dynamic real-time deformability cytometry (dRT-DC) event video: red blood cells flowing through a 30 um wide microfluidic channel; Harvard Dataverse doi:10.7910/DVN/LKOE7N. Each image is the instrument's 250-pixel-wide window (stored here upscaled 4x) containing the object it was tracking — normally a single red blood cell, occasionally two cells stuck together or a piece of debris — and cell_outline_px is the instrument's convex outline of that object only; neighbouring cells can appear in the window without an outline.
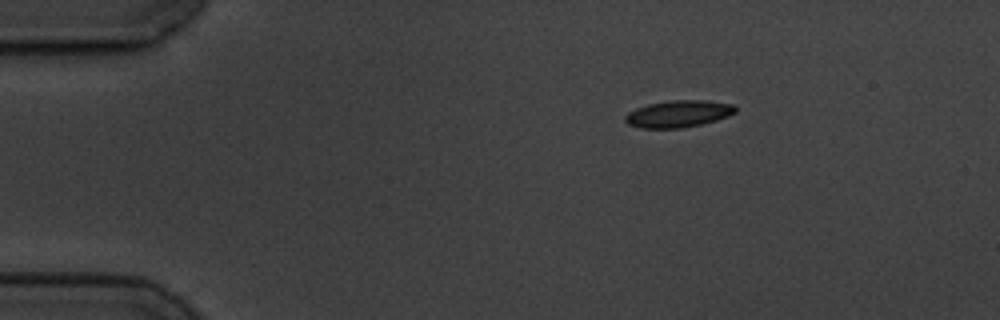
{"species": "common noctule bat (a hibernating species)", "species_latin": "Nyctalus noctula", "temperature_condition": "cold", "stored_images_in_passage": 49, "camera_frame_rate_fps": 3000, "um_per_image_px": 0.085, "animal": {"sex": "male", "body_mass_g": 19.5, "forearm_length_mm": 54.6}, "frame": {"image": 1, "passage_image": 1, "time_ms": 0.0, "image_size_px": [1000, 320], "cell_outline_px": [[736, 112], [728, 116], [716, 120], [700, 124], [680, 128], [640, 128], [628, 124], [624, 120], [624, 116], [628, 112], [636, 108], [648, 104], [672, 100], [704, 100], [732, 104], [736, 108]], "centroid_in_image_um": [57.63, 9.67], "position_along_channel_um": 27.4, "area_um2": 17.22}}
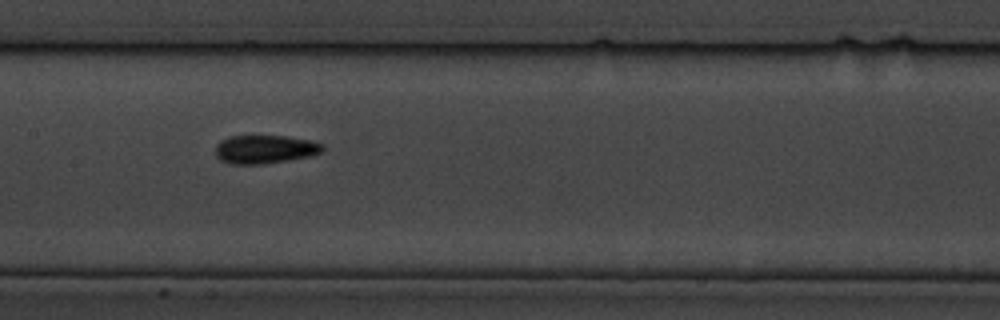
{"frame": {"image": 2, "passage_image": 20, "time_ms": 6.333, "image_size_px": [1000, 320], "cell_outline_px": [[324, 148], [320, 152], [308, 156], [288, 160], [264, 164], [228, 164], [220, 160], [216, 156], [216, 144], [220, 140], [228, 136], [284, 136], [312, 140], [324, 144]], "centroid_in_image_um": [22.48, 12.69], "position_along_channel_um": 184.9, "area_um2": 17.86}}
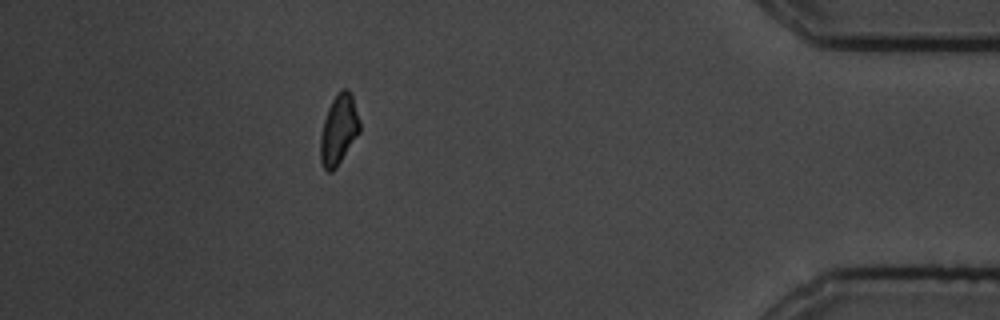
{"frame": {"image": 3, "passage_image": 43, "time_ms": 14.0, "image_size_px": [1000, 320], "cell_outline_px": [[360, 132], [336, 168], [332, 172], [328, 172], [324, 168], [320, 160], [320, 136], [324, 120], [328, 108], [336, 92], [340, 88], [348, 88], [352, 96], [360, 120]], "centroid_in_image_um": [28.79, 11.0], "position_along_channel_um": 406.4, "area_um2": 16.18}, "authors_computed_cell_mechanics": {"area_um2": 16.9354, "velocity_mm_per_s": 3.4885, "shape_relaxation_time_tau1_ms": 3.1435, "shape_relaxation_time_tau2_ms": 2.4532, "deformation_change_tau1": 0.1066, "deformation_change_tau2": 0.0604}}